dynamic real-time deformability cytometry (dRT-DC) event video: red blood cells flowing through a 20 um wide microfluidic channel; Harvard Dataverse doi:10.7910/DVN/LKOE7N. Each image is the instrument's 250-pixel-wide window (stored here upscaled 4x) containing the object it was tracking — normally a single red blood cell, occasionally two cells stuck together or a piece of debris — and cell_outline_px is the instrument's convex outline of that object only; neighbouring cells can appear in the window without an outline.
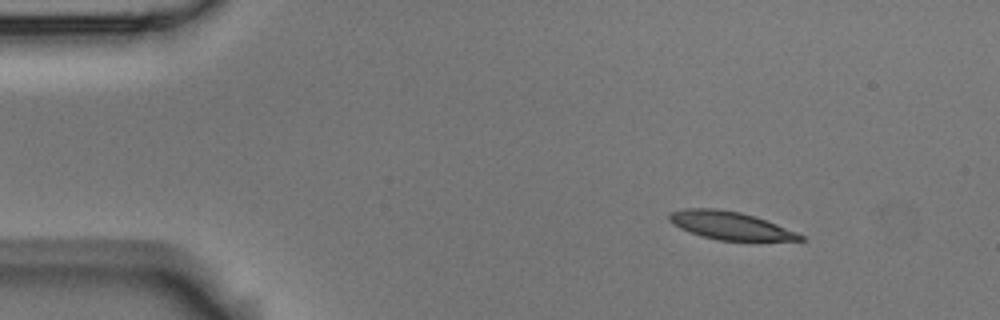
{"species": "Egyptian fruit bat (a non-hibernating species)", "species_latin": "Rousettus aegyptiacus", "temperature_condition": "room temperature", "stored_images_in_passage": 8, "camera_frame_rate_fps": 3000, "um_per_image_px": 0.085, "animal": {"sex": "male"}, "frame": {"image": 1, "passage_image": 1, "time_ms": 0.0, "image_size_px": [1000, 320], "cell_outline_px": [[804, 240], [716, 240], [680, 228], [672, 224], [668, 220], [668, 212], [684, 208], [716, 208], [740, 212], [756, 216], [796, 232], [804, 236]], "centroid_in_image_um": [62.01, 19.15], "position_along_channel_um": 23.0, "area_um2": 21.15}}
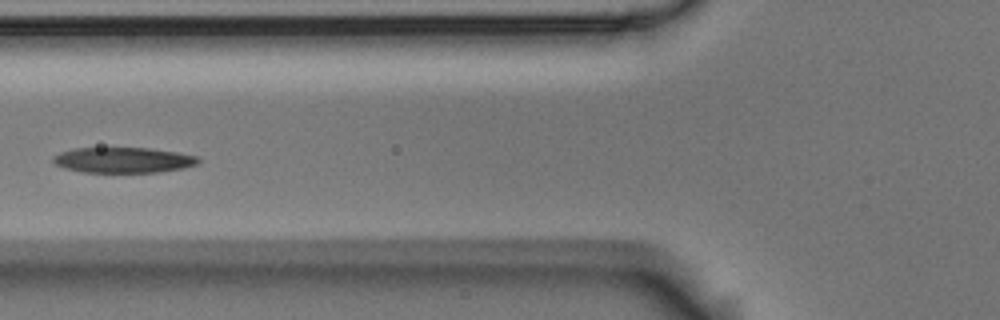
{"frame": {"image": 2, "passage_image": 5, "time_ms": 1.333, "image_size_px": [1000, 320], "cell_outline_px": [[200, 164], [184, 168], [156, 172], [80, 172], [64, 168], [56, 164], [52, 160], [52, 156], [60, 152], [72, 148], [148, 148], [176, 152], [196, 156], [200, 160]], "centroid_in_image_um": [10.46, 13.6], "position_along_channel_um": 115.3, "area_um2": 21.62}}
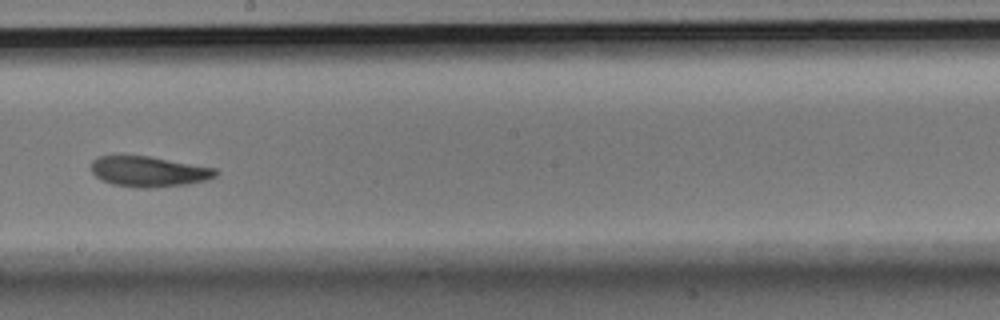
{"frame": {"image": 3, "passage_image": 8, "time_ms": 2.333, "image_size_px": [1000, 320], "cell_outline_px": [[220, 172], [216, 176], [208, 180], [188, 184], [152, 188], [136, 188], [112, 184], [100, 180], [92, 172], [92, 160], [96, 156], [148, 156], [216, 168]], "centroid_in_image_um": [12.66, 14.59], "position_along_channel_um": 235.5, "area_um2": 22.25}}